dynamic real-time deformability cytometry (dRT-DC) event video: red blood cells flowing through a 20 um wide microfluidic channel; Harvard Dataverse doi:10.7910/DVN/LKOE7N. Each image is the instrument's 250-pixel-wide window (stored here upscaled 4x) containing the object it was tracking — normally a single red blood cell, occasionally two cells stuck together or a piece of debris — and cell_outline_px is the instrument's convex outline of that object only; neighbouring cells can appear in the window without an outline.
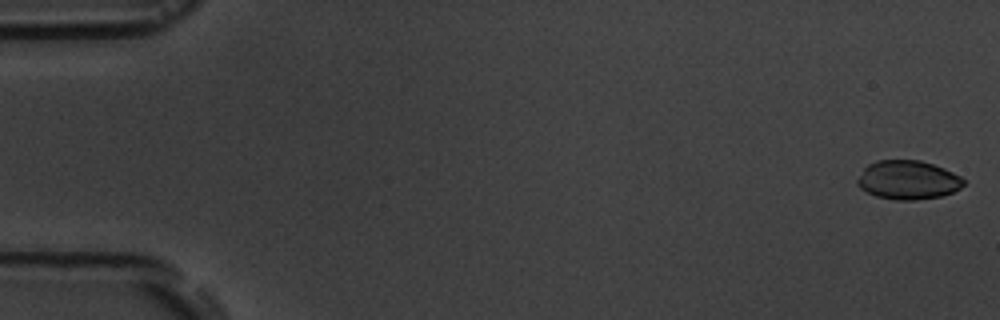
{"species": "common noctule bat (a hibernating species)", "species_latin": "Nyctalus noctula", "temperature_condition": "room temperature", "stored_images_in_passage": 5, "camera_frame_rate_fps": 3000, "um_per_image_px": 0.085, "animal": {"sex": "male", "body_mass_g": 19.5, "forearm_length_mm": 54.6}, "frame": {"image": 1, "passage_image": 1, "time_ms": 0.0, "image_size_px": [1000, 320], "cell_outline_px": [[964, 184], [960, 188], [952, 192], [940, 196], [916, 200], [896, 200], [876, 196], [860, 188], [856, 184], [856, 180], [864, 168], [868, 164], [876, 160], [920, 160], [944, 168], [960, 176], [964, 180]], "centroid_in_image_um": [77.15, 15.29], "position_along_channel_um": 7.9, "area_um2": 24.04}}
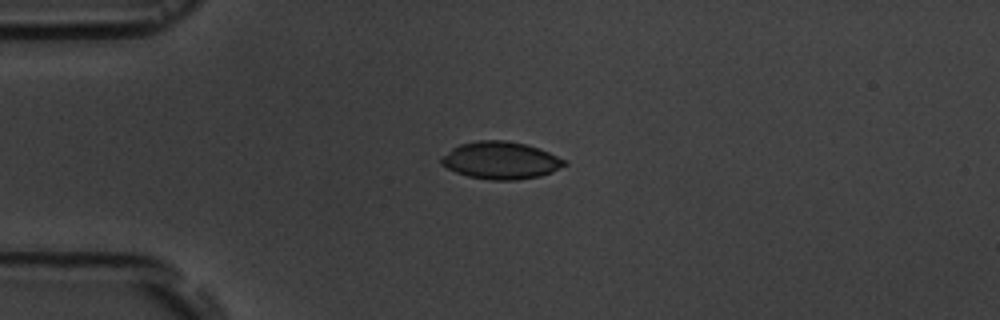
{"frame": {"image": 2, "passage_image": 4, "time_ms": 4.333, "image_size_px": [1000, 320], "cell_outline_px": [[568, 164], [552, 172], [540, 176], [516, 180], [488, 180], [468, 176], [456, 172], [440, 164], [440, 160], [452, 148], [460, 144], [476, 140], [504, 140], [524, 144], [540, 148], [564, 160]], "centroid_in_image_um": [42.56, 13.64], "position_along_channel_um": 42.4, "area_um2": 26.7}}